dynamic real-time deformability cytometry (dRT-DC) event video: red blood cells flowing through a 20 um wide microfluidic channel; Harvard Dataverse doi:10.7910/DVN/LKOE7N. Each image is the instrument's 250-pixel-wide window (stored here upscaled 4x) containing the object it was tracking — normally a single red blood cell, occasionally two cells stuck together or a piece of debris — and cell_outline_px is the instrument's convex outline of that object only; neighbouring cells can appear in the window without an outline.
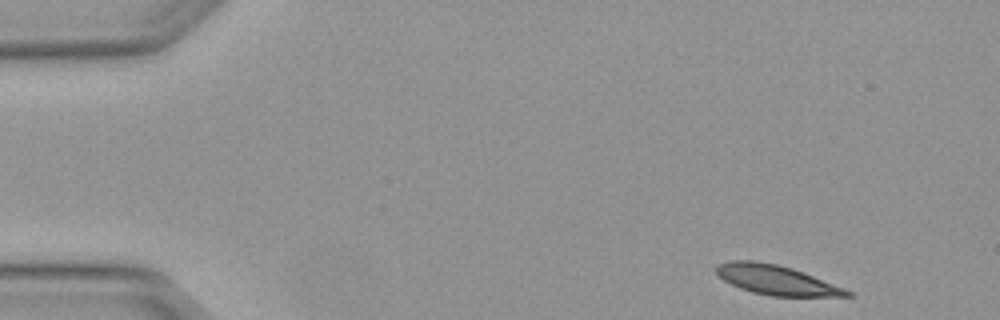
{"species": "Egyptian fruit bat (a non-hibernating species)", "species_latin": "Rousettus aegyptiacus", "temperature_condition": "warm", "stored_images_in_passage": 4, "camera_frame_rate_fps": 3000, "um_per_image_px": 0.085, "animal": {"sex": "female"}, "frame": {"image": 1, "passage_image": 1, "time_ms": 0.0, "image_size_px": [1000, 320], "cell_outline_px": [[852, 296], [772, 296], [752, 292], [740, 288], [724, 280], [716, 272], [716, 264], [732, 260], [752, 260], [776, 264], [792, 268], [804, 272], [844, 288], [852, 292]], "centroid_in_image_um": [65.97, 23.79], "position_along_channel_um": 19.0, "area_um2": 22.37}}
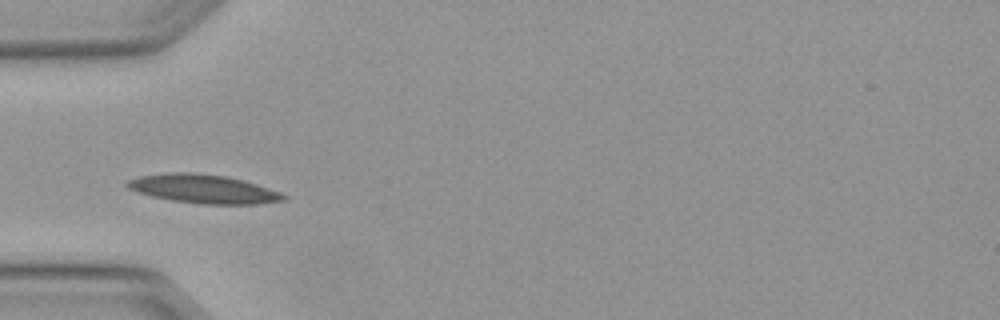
{"frame": {"image": 2, "passage_image": 4, "time_ms": 1.0, "image_size_px": [1000, 320], "cell_outline_px": [[288, 200], [256, 204], [200, 204], [172, 200], [152, 196], [136, 192], [128, 188], [124, 184], [128, 180], [140, 176], [168, 172], [196, 172], [224, 176], [244, 180], [280, 192], [288, 196]], "centroid_in_image_um": [17.29, 16.05], "position_along_channel_um": 67.7, "area_um2": 26.3}}